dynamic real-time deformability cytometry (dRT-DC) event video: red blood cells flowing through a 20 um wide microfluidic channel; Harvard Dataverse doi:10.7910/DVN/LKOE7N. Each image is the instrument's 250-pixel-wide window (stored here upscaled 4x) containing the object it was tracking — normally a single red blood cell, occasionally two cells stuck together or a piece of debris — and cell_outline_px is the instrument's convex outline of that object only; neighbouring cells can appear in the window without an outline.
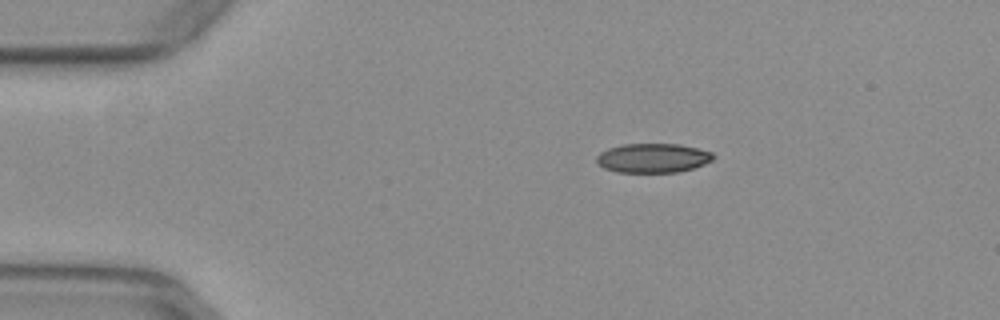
{"species": "common noctule bat (a hibernating species)", "species_latin": "Nyctalus noctula", "temperature_condition": "warm", "stored_images_in_passage": 38, "camera_frame_rate_fps": 3000, "um_per_image_px": 0.085, "animal": {"sex": "female", "body_mass_g": 29.2, "forearm_length_mm": 56.3}, "frame": {"image": 1, "passage_image": 1, "time_ms": 0.0, "image_size_px": [1000, 320], "cell_outline_px": [[716, 156], [712, 160], [704, 164], [680, 172], [616, 172], [604, 168], [596, 160], [596, 156], [600, 152], [608, 148], [624, 144], [680, 144], [712, 152]], "centroid_in_image_um": [55.5, 13.43], "position_along_channel_um": 29.5, "area_um2": 19.88}}
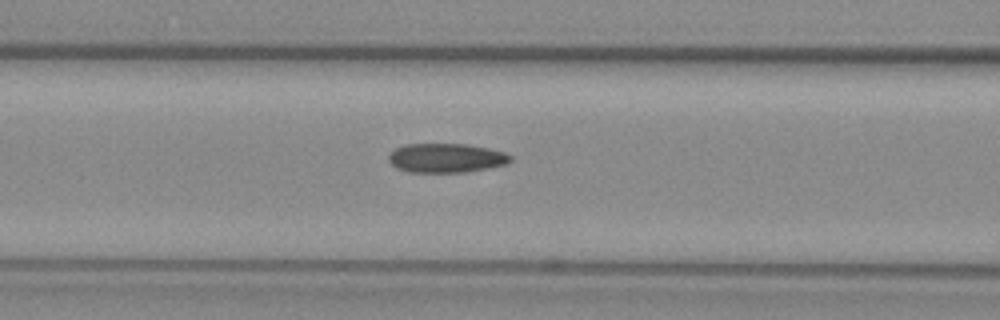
{"frame": {"image": 2, "passage_image": 13, "time_ms": 4.0, "image_size_px": [1000, 320], "cell_outline_px": [[512, 160], [504, 164], [488, 168], [464, 172], [408, 172], [396, 168], [388, 160], [388, 156], [396, 148], [404, 144], [464, 144], [488, 148], [504, 152], [512, 156]], "centroid_in_image_um": [37.9, 13.43], "position_along_channel_um": 128.7, "area_um2": 20.63}}
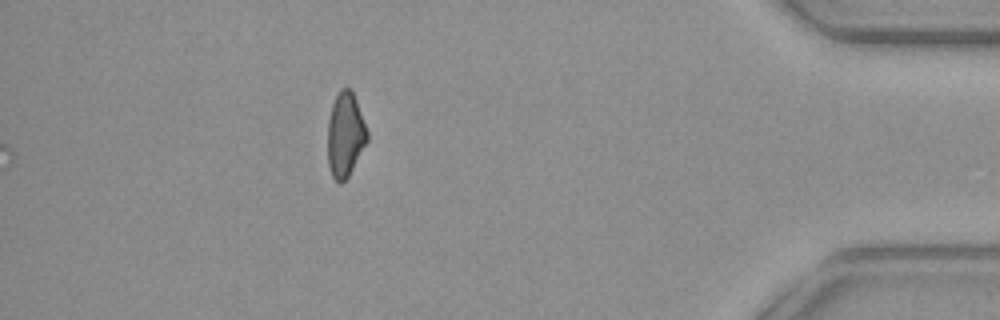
{"frame": {"image": 3, "passage_image": 38, "time_ms": 12.333, "image_size_px": [1000, 320], "cell_outline_px": [[368, 140], [348, 176], [340, 184], [332, 176], [328, 164], [328, 120], [332, 104], [340, 88], [352, 88], [368, 132]], "centroid_in_image_um": [29.35, 11.42], "position_along_channel_um": 405.9, "area_um2": 19.42}, "authors_computed_cell_mechanics": {"area_um2": 20.7213, "velocity_mm_per_s": 3.9398, "shape_relaxation_time_tau1_ms": null, "shape_relaxation_time_tau2_ms": 2.5401, "deformation_change_tau1": null, "deformation_change_tau2": 0.101}}